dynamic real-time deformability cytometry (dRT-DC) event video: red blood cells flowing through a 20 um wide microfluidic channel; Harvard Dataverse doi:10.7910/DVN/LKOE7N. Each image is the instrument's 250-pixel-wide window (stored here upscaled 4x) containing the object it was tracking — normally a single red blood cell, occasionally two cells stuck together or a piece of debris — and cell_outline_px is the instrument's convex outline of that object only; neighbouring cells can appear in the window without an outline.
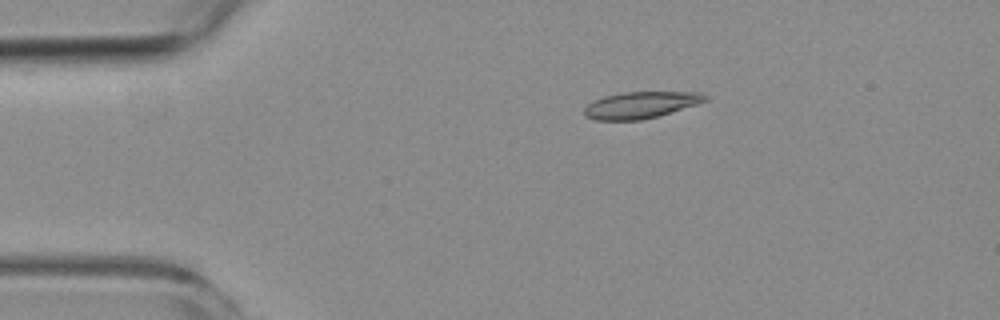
{"species": "common noctule bat (a hibernating species)", "species_latin": "Nyctalus noctula", "temperature_condition": "room temperature", "stored_images_in_passage": 9, "camera_frame_rate_fps": 3000, "um_per_image_px": 0.085, "animal": {"sex": "female", "body_mass_g": 19.3, "forearm_length_mm": 54.1}, "frame": {"image": 1, "passage_image": 2, "time_ms": 1.333, "image_size_px": [1000, 320], "cell_outline_px": [[708, 100], [696, 104], [656, 116], [640, 120], [596, 120], [584, 116], [584, 108], [592, 100], [604, 96], [624, 92], [704, 92], [708, 96]], "centroid_in_image_um": [54.43, 8.91], "position_along_channel_um": 30.6, "area_um2": 18.67}}
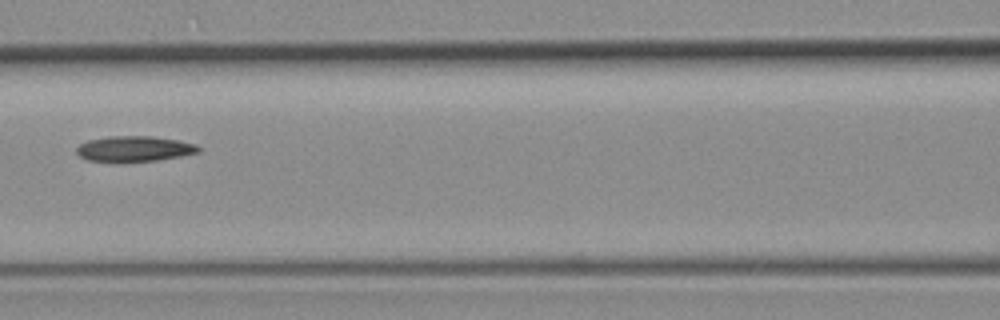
{"frame": {"image": 2, "passage_image": 6, "time_ms": 6.0, "image_size_px": [1000, 320], "cell_outline_px": [[200, 152], [180, 156], [156, 160], [124, 164], [116, 164], [88, 160], [80, 156], [76, 152], [76, 148], [80, 144], [88, 140], [108, 136], [152, 136], [180, 140], [196, 144], [200, 148]], "centroid_in_image_um": [11.38, 12.68], "position_along_channel_um": 155.2, "area_um2": 18.79}}
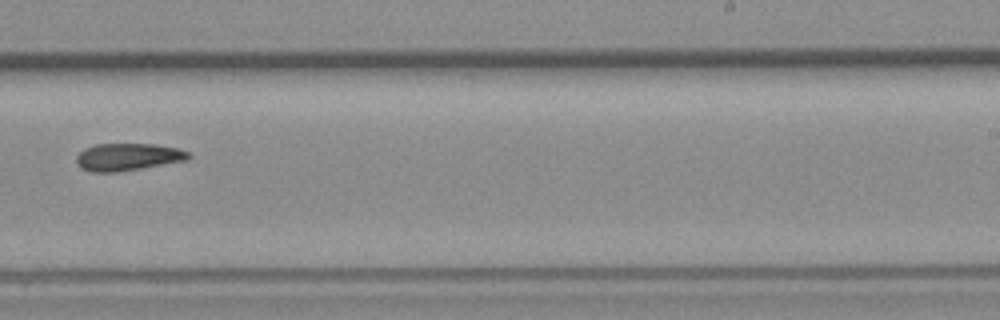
{"frame": {"image": 3, "passage_image": 9, "time_ms": 9.333, "image_size_px": [1000, 320], "cell_outline_px": [[192, 156], [188, 160], [116, 172], [92, 172], [80, 168], [76, 160], [76, 156], [84, 148], [96, 144], [152, 144], [180, 148], [188, 152]], "centroid_in_image_um": [10.87, 13.33], "position_along_channel_um": 278.1, "area_um2": 17.86}}